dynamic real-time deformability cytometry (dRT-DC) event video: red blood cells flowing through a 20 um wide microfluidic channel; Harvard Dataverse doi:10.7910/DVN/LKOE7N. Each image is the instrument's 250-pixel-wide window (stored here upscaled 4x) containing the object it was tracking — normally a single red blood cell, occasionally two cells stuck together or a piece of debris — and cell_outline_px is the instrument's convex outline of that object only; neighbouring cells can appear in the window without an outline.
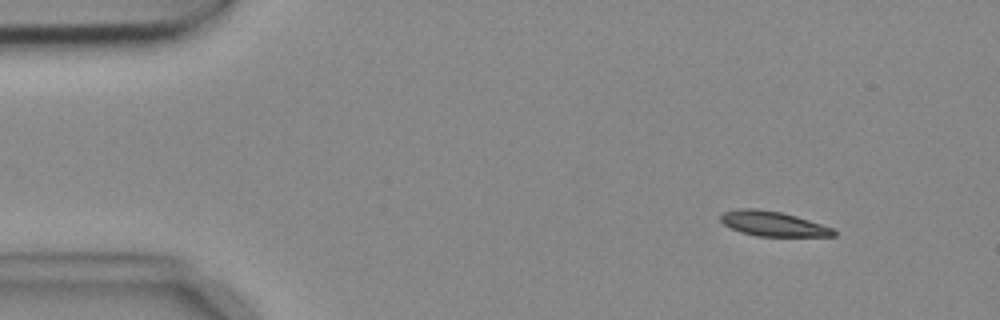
{"species": "common noctule bat (a hibernating species)", "species_latin": "Nyctalus noctula", "temperature_condition": "cold", "stored_images_in_passage": 7, "camera_frame_rate_fps": 3000, "um_per_image_px": 0.085, "animal": {"sex": "female", "body_mass_g": 18.4}, "frame": {"image": 1, "passage_image": 2, "time_ms": 0.333, "image_size_px": [1000, 320], "cell_outline_px": [[836, 236], [756, 236], [740, 232], [724, 224], [720, 220], [720, 216], [724, 212], [740, 208], [756, 208], [780, 212], [796, 216], [832, 228], [836, 232]], "centroid_in_image_um": [65.68, 19.02], "position_along_channel_um": 19.3, "area_um2": 16.18}}
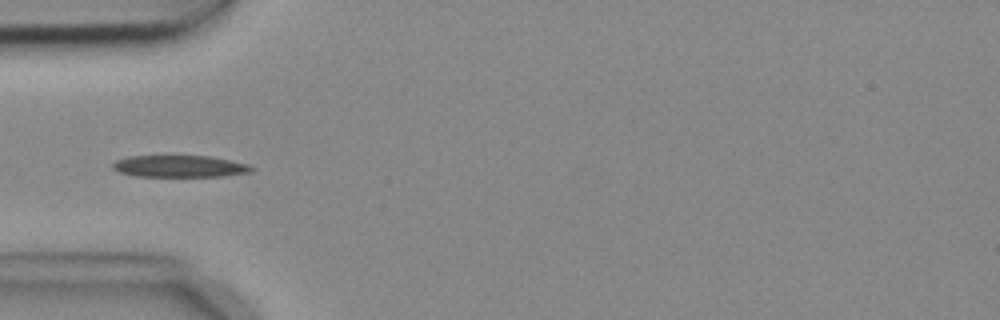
{"frame": {"image": 2, "passage_image": 5, "time_ms": 1.333, "image_size_px": [1000, 320], "cell_outline_px": [[256, 168], [252, 172], [224, 176], [136, 176], [120, 172], [112, 168], [112, 164], [116, 160], [128, 156], [208, 156], [248, 164]], "centroid_in_image_um": [15.29, 14.13], "position_along_channel_um": 69.7, "area_um2": 17.57}}
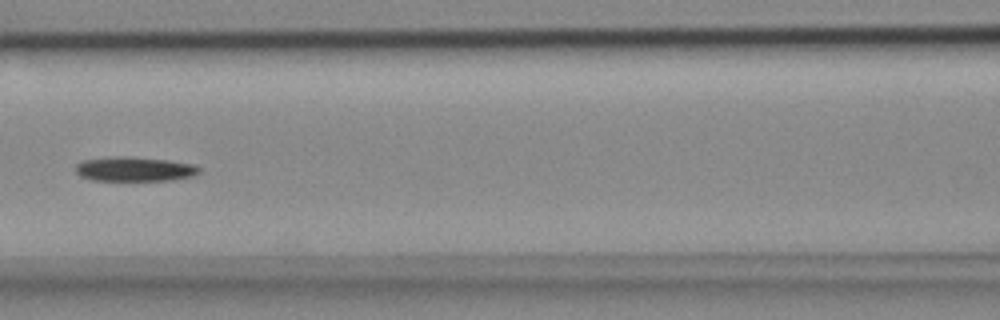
{"frame": {"image": 3, "passage_image": 7, "time_ms": 2.0, "image_size_px": [1000, 320], "cell_outline_px": [[200, 172], [192, 176], [172, 180], [88, 180], [80, 176], [76, 172], [76, 164], [84, 160], [116, 156], [128, 156], [168, 160], [196, 164], [200, 168]], "centroid_in_image_um": [11.45, 14.37], "position_along_channel_um": 155.2, "area_um2": 17.69}}